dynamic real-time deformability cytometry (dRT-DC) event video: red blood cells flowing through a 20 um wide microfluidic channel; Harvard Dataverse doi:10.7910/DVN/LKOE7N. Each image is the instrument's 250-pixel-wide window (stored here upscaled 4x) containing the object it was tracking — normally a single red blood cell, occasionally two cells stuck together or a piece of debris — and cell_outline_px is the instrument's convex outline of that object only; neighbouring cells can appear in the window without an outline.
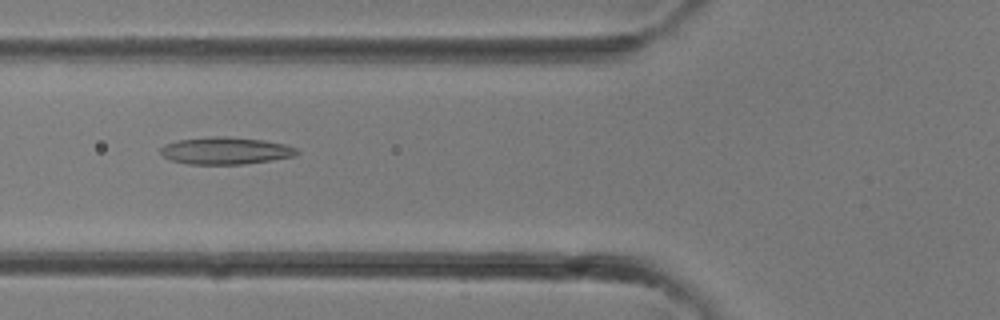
{"species": "common noctule bat (a hibernating species)", "species_latin": "Nyctalus noctula", "temperature_condition": "room temperature", "stored_images_in_passage": 30, "camera_frame_rate_fps": 3000, "um_per_image_px": 0.085, "animal": {"sex": "female"}, "frame": {"image": 1, "passage_image": 13, "time_ms": 4.0, "image_size_px": [1000, 320], "cell_outline_px": [[300, 152], [296, 156], [272, 160], [244, 164], [188, 164], [172, 160], [164, 156], [160, 152], [160, 148], [164, 144], [176, 140], [212, 136], [228, 136], [264, 140], [284, 144], [296, 148]], "centroid_in_image_um": [19.18, 12.8], "position_along_channel_um": 106.6, "area_um2": 21.73}}
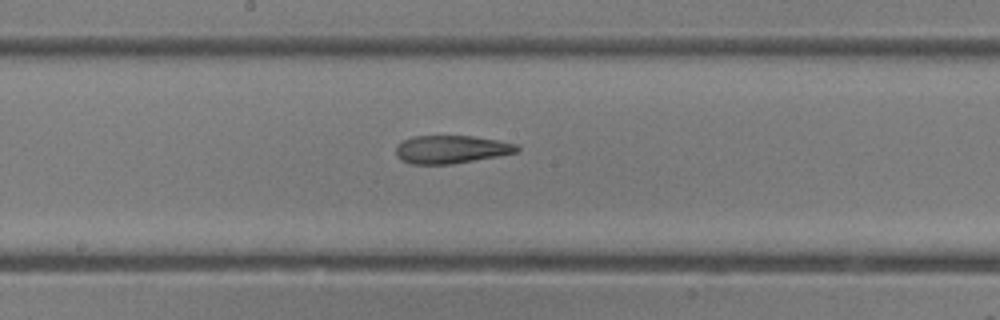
{"frame": {"image": 2, "passage_image": 18, "time_ms": 5.667, "image_size_px": [1000, 320], "cell_outline_px": [[520, 152], [452, 164], [412, 164], [400, 160], [396, 156], [396, 144], [412, 136], [472, 136], [496, 140], [516, 144], [520, 148]], "centroid_in_image_um": [38.33, 12.7], "position_along_channel_um": 209.9, "area_um2": 19.83}}
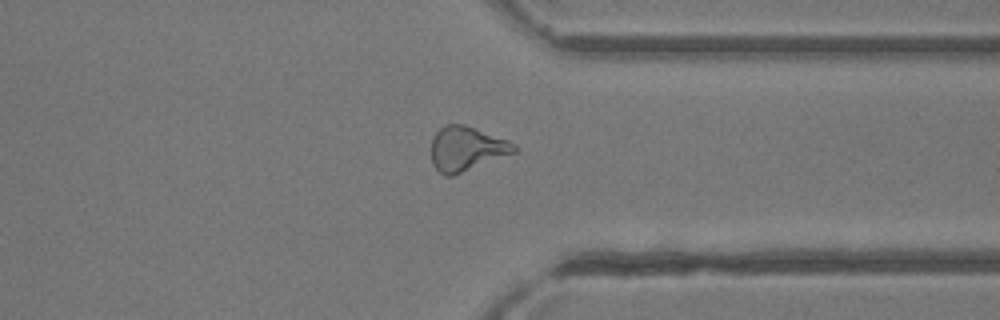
{"frame": {"image": 3, "passage_image": 26, "time_ms": 8.333, "image_size_px": [1000, 320], "cell_outline_px": [[516, 152], [452, 176], [444, 176], [432, 164], [432, 140], [436, 132], [444, 124], [464, 124], [508, 140], [516, 144]], "centroid_in_image_um": [39.65, 12.63], "position_along_channel_um": 371.8, "area_um2": 21.33}}